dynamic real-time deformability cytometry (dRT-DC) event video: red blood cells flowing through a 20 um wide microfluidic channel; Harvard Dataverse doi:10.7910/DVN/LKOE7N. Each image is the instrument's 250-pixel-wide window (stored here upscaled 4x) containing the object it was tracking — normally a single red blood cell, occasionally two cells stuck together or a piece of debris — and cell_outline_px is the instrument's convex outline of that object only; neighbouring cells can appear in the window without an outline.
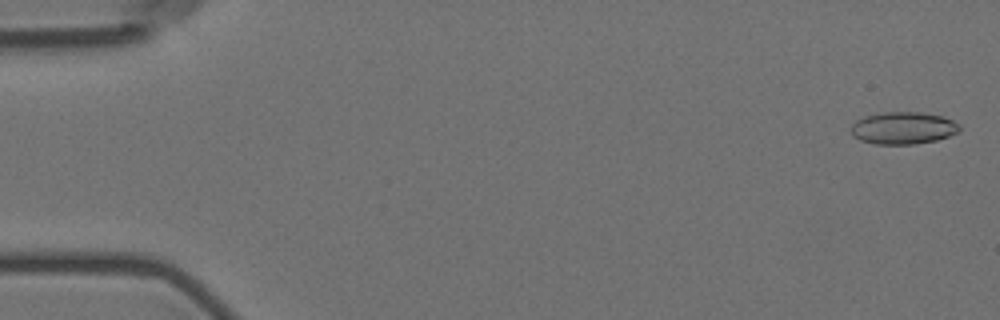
{"species": "Egyptian fruit bat (a non-hibernating species)", "species_latin": "Rousettus aegyptiacus", "temperature_condition": "room temperature", "stored_images_in_passage": 6, "camera_frame_rate_fps": 3000, "um_per_image_px": 0.085, "animal": {"sex": "female"}, "frame": {"image": 1, "passage_image": 1, "time_ms": 0.0, "image_size_px": [1000, 320], "cell_outline_px": [[960, 132], [936, 140], [912, 144], [876, 144], [860, 140], [852, 136], [852, 124], [856, 120], [864, 116], [880, 112], [920, 112], [940, 116], [952, 120], [960, 124]], "centroid_in_image_um": [76.76, 10.88], "position_along_channel_um": 8.2, "area_um2": 20.4}}
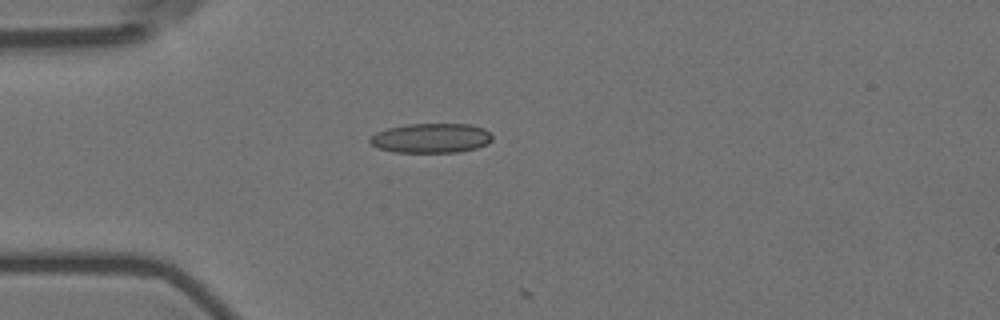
{"frame": {"image": 2, "passage_image": 5, "time_ms": 4.667, "image_size_px": [1000, 320], "cell_outline_px": [[492, 140], [488, 144], [476, 148], [456, 152], [392, 152], [376, 148], [368, 140], [376, 132], [388, 128], [408, 124], [468, 124], [484, 128], [492, 136]], "centroid_in_image_um": [36.63, 11.74], "position_along_channel_um": 48.4, "area_um2": 21.1}}